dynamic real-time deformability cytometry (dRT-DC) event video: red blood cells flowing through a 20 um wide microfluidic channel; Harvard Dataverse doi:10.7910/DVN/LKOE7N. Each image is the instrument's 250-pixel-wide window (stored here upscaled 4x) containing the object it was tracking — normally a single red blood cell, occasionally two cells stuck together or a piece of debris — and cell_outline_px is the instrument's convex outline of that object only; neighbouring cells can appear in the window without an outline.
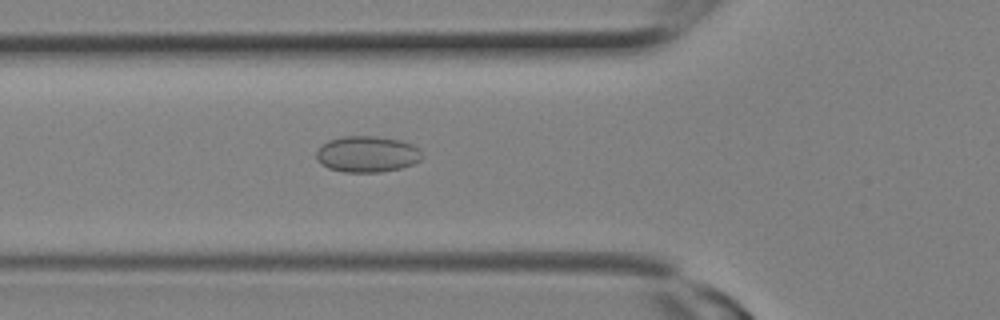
{"species": "Egyptian fruit bat (a non-hibernating species)", "species_latin": "Rousettus aegyptiacus", "temperature_condition": "room temperature", "stored_images_in_passage": 8, "camera_frame_rate_fps": 3000, "um_per_image_px": 0.085, "animal": {"sex": "female"}, "frame": {"image": 1, "passage_image": 8, "time_ms": 2.333, "image_size_px": [1000, 320], "cell_outline_px": [[424, 156], [420, 160], [412, 164], [400, 168], [380, 172], [344, 172], [328, 168], [320, 164], [316, 160], [316, 152], [328, 140], [344, 136], [376, 136], [400, 140], [412, 144], [420, 148]], "centroid_in_image_um": [31.22, 13.1], "position_along_channel_um": 94.6, "area_um2": 22.43}}